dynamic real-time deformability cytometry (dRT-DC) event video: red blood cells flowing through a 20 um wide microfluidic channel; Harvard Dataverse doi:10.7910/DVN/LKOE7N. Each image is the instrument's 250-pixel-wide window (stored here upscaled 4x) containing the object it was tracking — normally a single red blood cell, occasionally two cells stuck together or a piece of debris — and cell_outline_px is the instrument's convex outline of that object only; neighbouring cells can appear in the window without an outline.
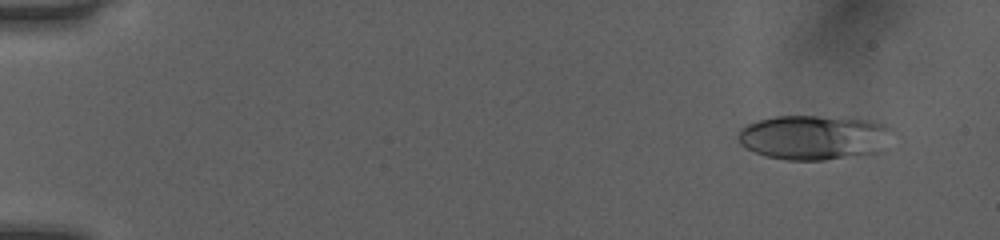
{"species": "human", "species_latin": "Homo sapiens", "temperature_condition": "room temperature", "stored_images_in_passage": 50, "camera_frame_rate_fps": 3000, "um_per_image_px": 0.085, "donor": {"sex": "female"}, "frame": {"image": 1, "passage_image": 4, "time_ms": 1.0, "image_size_px": [1000, 240], "cell_outline_px": [[900, 136], [880, 152], [824, 160], [784, 160], [764, 156], [740, 144], [736, 136], [740, 128], [756, 120], [776, 116], [816, 116], [872, 120], [888, 124]], "centroid_in_image_um": [69.31, 11.67], "position_along_channel_um": 15.7, "area_um2": 41.21}}
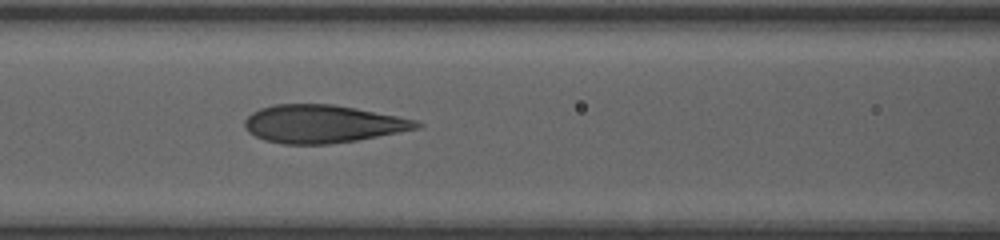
{"frame": {"image": 2, "passage_image": 23, "time_ms": 7.333, "image_size_px": [1000, 240], "cell_outline_px": [[424, 124], [416, 128], [356, 140], [328, 144], [284, 144], [264, 140], [248, 132], [244, 124], [244, 120], [252, 112], [260, 108], [276, 104], [332, 104], [356, 108], [416, 120]], "centroid_in_image_um": [27.36, 10.52], "position_along_channel_um": 139.2, "area_um2": 37.57}}
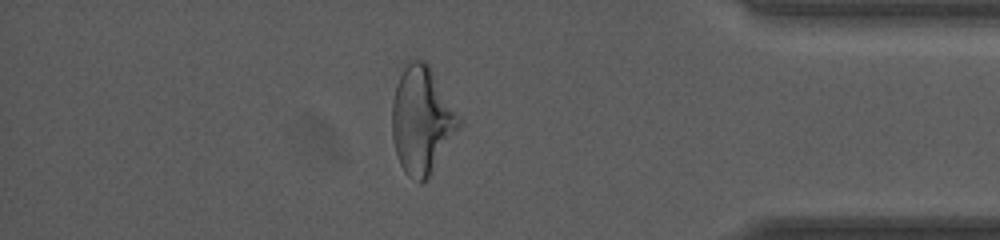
{"frame": {"image": 3, "passage_image": 44, "time_ms": 14.333, "image_size_px": [1000, 240], "cell_outline_px": [[464, 120], [460, 128], [428, 176], [420, 184], [408, 176], [404, 172], [400, 164], [396, 152], [392, 136], [392, 100], [396, 84], [404, 68], [412, 60], [424, 60], [428, 64]], "centroid_in_image_um": [35.87, 10.21], "position_along_channel_um": 399.3, "area_um2": 41.67}, "authors_computed_cell_mechanics": {"area_um2": 39.0728, "velocity_mm_per_s": 4.0917, "shape_relaxation_time_tau1_ms": 9.953, "shape_relaxation_time_tau2_ms": 1.0721, "deformation_change_tau1": 0.2724, "deformation_change_tau2": 0.1054}}